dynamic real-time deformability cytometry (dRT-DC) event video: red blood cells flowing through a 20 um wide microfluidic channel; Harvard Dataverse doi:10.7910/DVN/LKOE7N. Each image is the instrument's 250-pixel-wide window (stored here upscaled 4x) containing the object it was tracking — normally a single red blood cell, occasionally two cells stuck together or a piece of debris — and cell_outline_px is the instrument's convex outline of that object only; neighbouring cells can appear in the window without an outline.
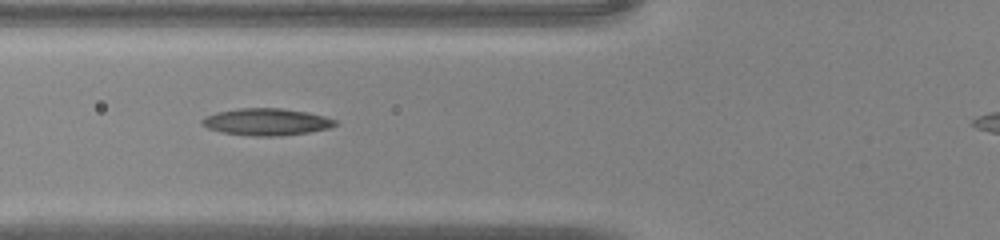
{"species": "common noctule bat (a hibernating species)", "species_latin": "Nyctalus noctula", "temperature_condition": "warm", "stored_images_in_passage": 30, "camera_frame_rate_fps": 3000, "um_per_image_px": 0.085, "animal": {"sex": "male", "body_mass_g": 20.0, "forearm_length_mm": 53.3}, "frame": {"image": 1, "passage_image": 5, "time_ms": 1.333, "image_size_px": [1000, 240], "cell_outline_px": [[336, 124], [328, 128], [308, 132], [280, 136], [252, 136], [224, 132], [208, 128], [200, 124], [200, 120], [204, 116], [216, 112], [240, 108], [280, 108], [308, 112], [324, 116], [336, 120]], "centroid_in_image_um": [22.61, 10.35], "position_along_channel_um": 103.2, "area_um2": 20.87}}
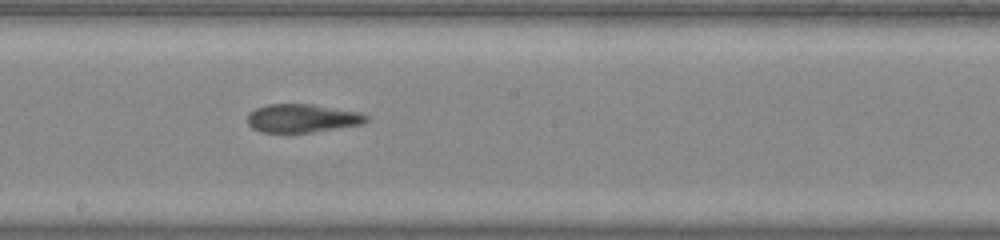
{"frame": {"image": 2, "passage_image": 13, "time_ms": 4.0, "image_size_px": [1000, 240], "cell_outline_px": [[368, 120], [364, 124], [312, 132], [260, 132], [252, 128], [248, 124], [248, 112], [256, 108], [268, 104], [312, 104], [360, 112], [368, 116]], "centroid_in_image_um": [25.69, 10.05], "position_along_channel_um": 222.5, "area_um2": 19.71}}
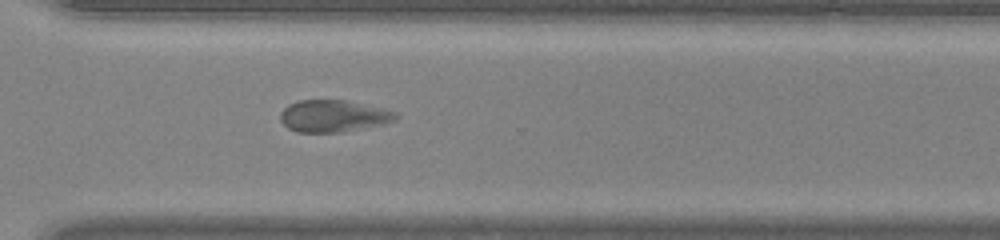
{"frame": {"image": 3, "passage_image": 21, "time_ms": 6.667, "image_size_px": [1000, 240], "cell_outline_px": [[400, 116], [396, 120], [384, 124], [340, 132], [296, 132], [288, 128], [280, 120], [280, 112], [288, 104], [296, 100], [348, 100], [396, 112]], "centroid_in_image_um": [28.32, 9.85], "position_along_channel_um": 342.3, "area_um2": 21.56}}